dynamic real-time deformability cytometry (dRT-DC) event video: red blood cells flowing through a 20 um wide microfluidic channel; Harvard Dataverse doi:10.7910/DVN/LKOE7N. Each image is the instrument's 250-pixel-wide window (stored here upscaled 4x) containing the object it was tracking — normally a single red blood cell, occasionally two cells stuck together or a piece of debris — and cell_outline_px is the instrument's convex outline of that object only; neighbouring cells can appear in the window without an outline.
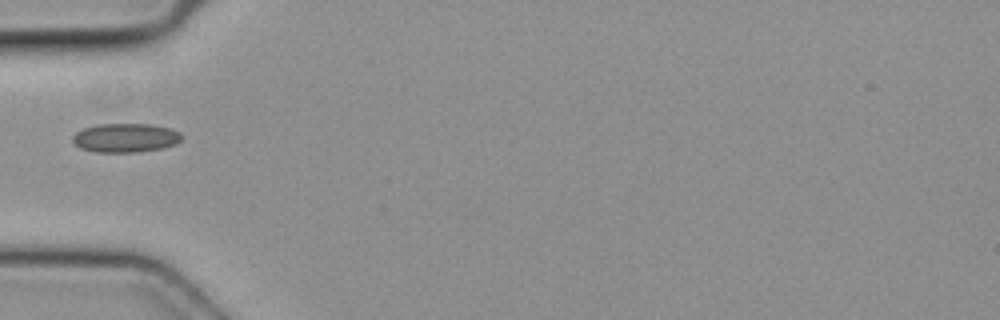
{"species": "common noctule bat (a hibernating species)", "species_latin": "Nyctalus noctula", "temperature_condition": "cold", "stored_images_in_passage": 3, "camera_frame_rate_fps": 3000, "um_per_image_px": 0.085, "animal": {"sex": "female", "body_mass_g": 19.3, "forearm_length_mm": 54.1}, "frame": {"image": 1, "passage_image": 2, "time_ms": 0.333, "image_size_px": [1000, 320], "cell_outline_px": [[180, 140], [176, 144], [164, 148], [140, 152], [96, 152], [80, 148], [72, 140], [72, 136], [76, 132], [84, 128], [96, 124], [152, 124], [172, 128], [180, 132]], "centroid_in_image_um": [10.68, 11.71], "position_along_channel_um": 74.3, "area_um2": 18.55}}
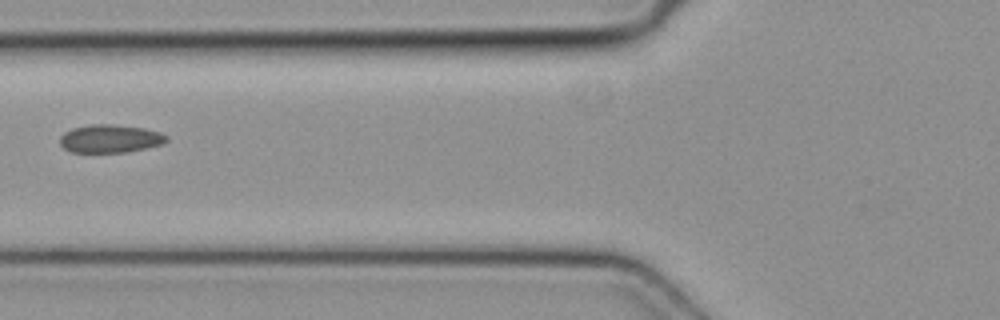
{"frame": {"image": 2, "passage_image": 3, "time_ms": 0.667, "image_size_px": [1000, 320], "cell_outline_px": [[168, 140], [164, 144], [128, 152], [72, 152], [64, 148], [60, 144], [60, 136], [64, 132], [72, 128], [92, 124], [112, 124], [144, 128], [160, 132], [168, 136]], "centroid_in_image_um": [9.38, 11.78], "position_along_channel_um": 116.4, "area_um2": 17.57}}